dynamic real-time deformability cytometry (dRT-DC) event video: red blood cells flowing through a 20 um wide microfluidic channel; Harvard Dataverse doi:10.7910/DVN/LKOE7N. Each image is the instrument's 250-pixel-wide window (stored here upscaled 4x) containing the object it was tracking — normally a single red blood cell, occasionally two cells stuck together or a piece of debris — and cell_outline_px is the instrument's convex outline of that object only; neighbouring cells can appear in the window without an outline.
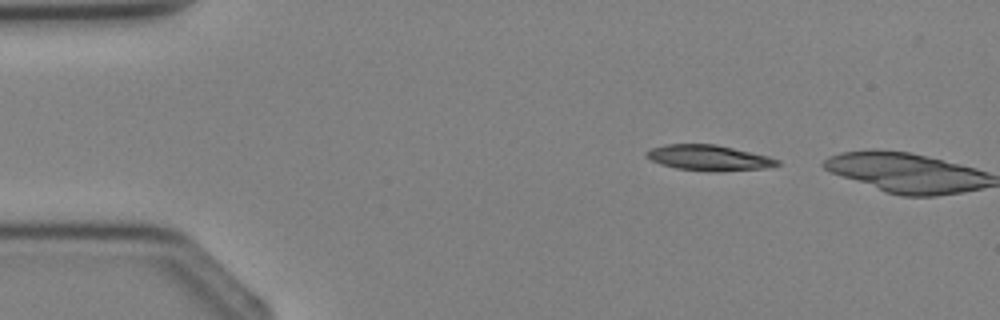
{"species": "Egyptian fruit bat (a non-hibernating species)", "species_latin": "Rousettus aegyptiacus", "temperature_condition": "cold", "stored_images_in_passage": 4, "segment_of_instrument_passage": [1, 2], "camera_frame_rate_fps": 3000, "um_per_image_px": 0.085, "animal": {"sex": "female"}, "frame": {"image": 1, "passage_image": 1, "time_ms": 0.0, "image_size_px": [1000, 320], "cell_outline_px": [[780, 164], [764, 168], [720, 172], [712, 172], [676, 168], [660, 164], [644, 156], [644, 152], [652, 148], [668, 144], [716, 144], [768, 156], [780, 160]], "centroid_in_image_um": [60.23, 13.42], "position_along_channel_um": 24.8, "area_um2": 19.54}}